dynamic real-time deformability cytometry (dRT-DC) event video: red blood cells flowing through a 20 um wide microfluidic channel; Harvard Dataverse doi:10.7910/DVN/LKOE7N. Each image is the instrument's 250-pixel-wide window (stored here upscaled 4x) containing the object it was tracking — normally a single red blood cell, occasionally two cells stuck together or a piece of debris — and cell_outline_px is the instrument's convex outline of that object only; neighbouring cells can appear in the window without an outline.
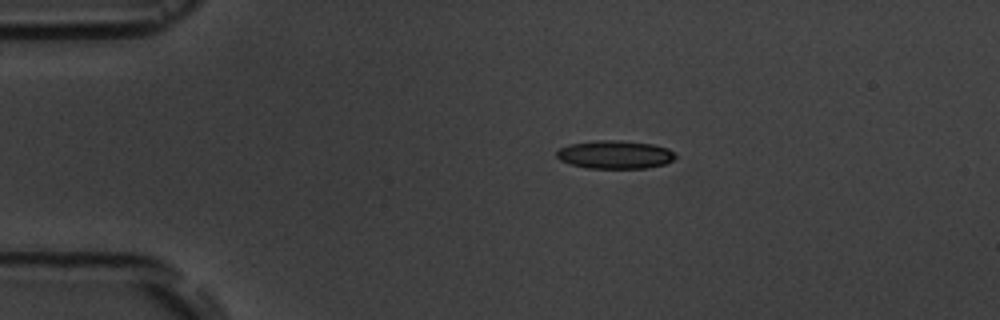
{"species": "common noctule bat (a hibernating species)", "species_latin": "Nyctalus noctula", "temperature_condition": "room temperature", "stored_images_in_passage": 9, "camera_frame_rate_fps": 3000, "um_per_image_px": 0.085, "animal": {"sex": "male", "body_mass_g": 19.5, "forearm_length_mm": 54.6}, "frame": {"image": 1, "passage_image": 3, "time_ms": 2.333, "image_size_px": [1000, 320], "cell_outline_px": [[676, 156], [672, 160], [664, 164], [648, 168], [588, 168], [572, 164], [560, 160], [556, 156], [556, 152], [560, 148], [568, 144], [596, 140], [620, 140], [652, 144], [668, 148]], "centroid_in_image_um": [52.25, 13.13], "position_along_channel_um": 32.7, "area_um2": 19.48}}
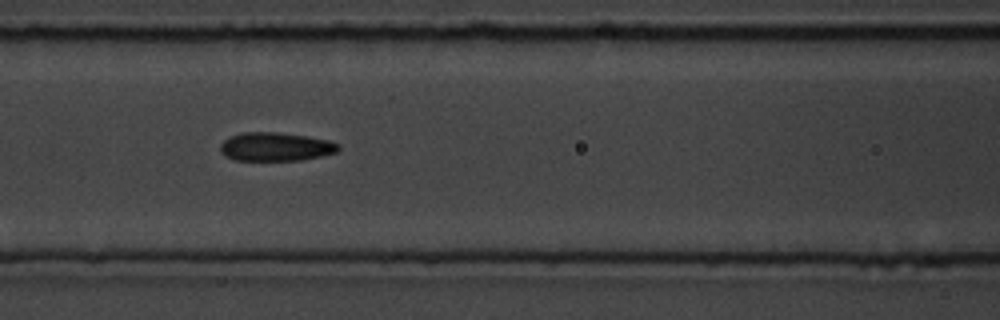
{"frame": {"image": 2, "passage_image": 7, "time_ms": 6.667, "image_size_px": [1000, 320], "cell_outline_px": [[340, 148], [336, 152], [320, 156], [300, 160], [236, 160], [224, 156], [220, 152], [220, 144], [224, 140], [232, 136], [244, 132], [276, 132], [308, 136], [328, 140], [340, 144]], "centroid_in_image_um": [23.42, 12.47], "position_along_channel_um": 143.2, "area_um2": 19.65}}
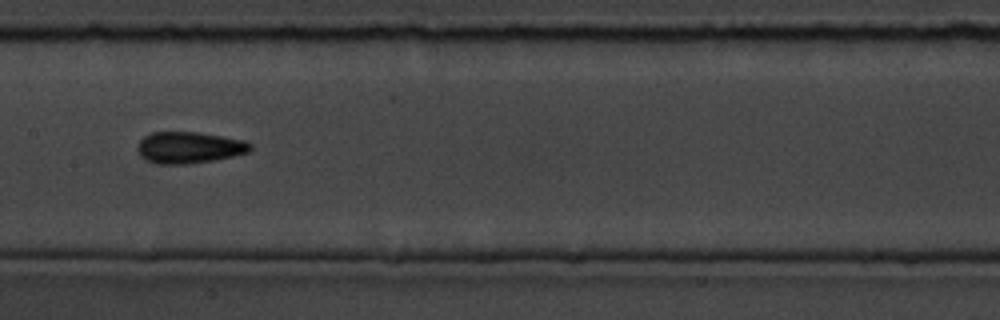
{"frame": {"image": 3, "passage_image": 8, "time_ms": 8.0, "image_size_px": [1000, 320], "cell_outline_px": [[252, 148], [248, 152], [232, 156], [212, 160], [188, 164], [156, 164], [144, 160], [140, 156], [136, 148], [140, 140], [144, 136], [152, 132], [196, 132], [244, 140], [252, 144]], "centroid_in_image_um": [16.03, 12.54], "position_along_channel_um": 191.4, "area_um2": 20.75}}